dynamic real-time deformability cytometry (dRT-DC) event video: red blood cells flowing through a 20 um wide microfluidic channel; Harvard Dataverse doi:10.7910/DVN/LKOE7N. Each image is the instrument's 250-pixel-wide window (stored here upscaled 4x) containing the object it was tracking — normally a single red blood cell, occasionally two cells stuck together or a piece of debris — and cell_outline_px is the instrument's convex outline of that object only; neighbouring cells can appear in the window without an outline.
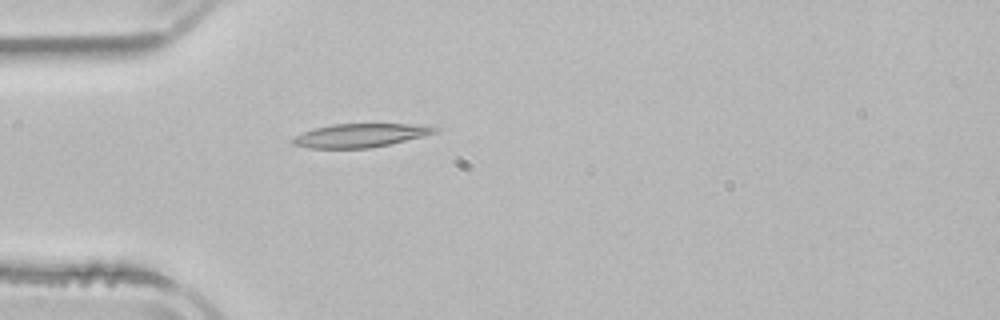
{"species": "common noctule bat (a hibernating species)", "species_latin": "Nyctalus noctula", "temperature_condition": "room temperature", "stored_images_in_passage": 3, "camera_frame_rate_fps": 3000, "um_per_image_px": 0.085, "animal": {"sex": "male", "body_mass_g": 21.5, "forearm_length_mm": 52.0}, "frame": {"image": 1, "passage_image": 3, "time_ms": 2.667, "image_size_px": [1000, 320], "cell_outline_px": [[440, 128], [436, 132], [424, 136], [388, 144], [368, 148], [308, 148], [292, 144], [292, 140], [296, 136], [312, 128], [332, 124], [424, 124]], "centroid_in_image_um": [30.64, 11.5], "position_along_channel_um": 54.4, "area_um2": 19.48}}